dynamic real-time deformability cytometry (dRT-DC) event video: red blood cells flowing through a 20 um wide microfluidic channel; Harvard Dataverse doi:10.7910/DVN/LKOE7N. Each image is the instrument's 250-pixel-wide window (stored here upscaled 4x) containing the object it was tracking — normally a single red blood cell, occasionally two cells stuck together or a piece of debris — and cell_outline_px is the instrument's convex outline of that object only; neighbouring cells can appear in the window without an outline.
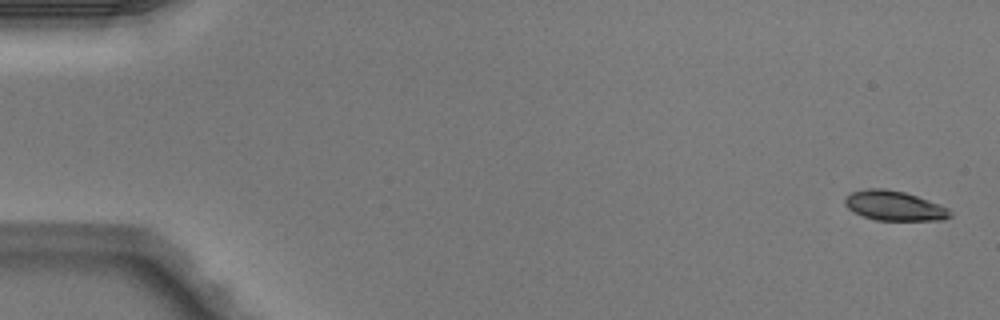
{"species": "Egyptian fruit bat (a non-hibernating species)", "species_latin": "Rousettus aegyptiacus", "temperature_condition": "warm", "stored_images_in_passage": 5, "camera_frame_rate_fps": 3000, "um_per_image_px": 0.085, "animal": {"sex": "male"}, "frame": {"image": 1, "passage_image": 1, "time_ms": 0.0, "image_size_px": [1000, 320], "cell_outline_px": [[952, 216], [944, 220], [876, 220], [864, 216], [848, 208], [844, 204], [844, 200], [852, 192], [868, 188], [884, 188], [904, 192], [940, 204], [948, 208], [952, 212]], "centroid_in_image_um": [76.05, 17.49], "position_along_channel_um": 8.9, "area_um2": 18.09}}
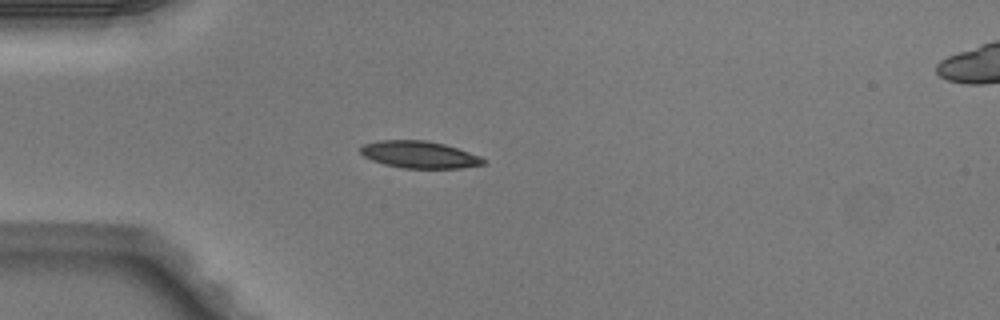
{"frame": {"image": 2, "passage_image": 4, "time_ms": 1.0, "image_size_px": [1000, 320], "cell_outline_px": [[488, 160], [484, 164], [460, 168], [400, 168], [384, 164], [372, 160], [364, 156], [360, 152], [360, 148], [364, 144], [380, 140], [424, 140], [444, 144], [480, 156]], "centroid_in_image_um": [35.64, 13.15], "position_along_channel_um": 49.4, "area_um2": 19.31}}